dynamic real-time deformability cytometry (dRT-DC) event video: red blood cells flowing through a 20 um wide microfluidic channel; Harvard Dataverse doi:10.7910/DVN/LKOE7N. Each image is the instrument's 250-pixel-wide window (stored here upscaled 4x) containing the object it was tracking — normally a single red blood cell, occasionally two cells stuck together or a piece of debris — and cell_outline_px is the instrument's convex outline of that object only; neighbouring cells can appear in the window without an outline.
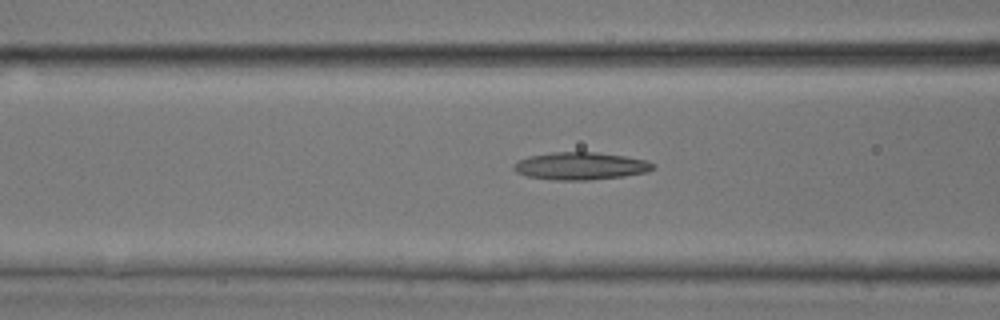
{"species": "common noctule bat (a hibernating species)", "species_latin": "Nyctalus noctula", "temperature_condition": "room temperature", "stored_images_in_passage": 11, "camera_frame_rate_fps": 3000, "um_per_image_px": 0.085, "animal": {"sex": "male", "body_mass_g": 17.9, "forearm_length_mm": 54.2}, "frame": {"image": 1, "passage_image": 4, "time_ms": 1.0, "image_size_px": [1000, 320], "cell_outline_px": [[656, 168], [648, 172], [624, 176], [588, 180], [552, 180], [528, 176], [516, 172], [512, 168], [512, 164], [528, 156], [552, 152], [596, 152], [624, 156], [644, 160], [656, 164]], "centroid_in_image_um": [49.35, 14.11], "position_along_channel_um": 117.3, "area_um2": 22.43}}
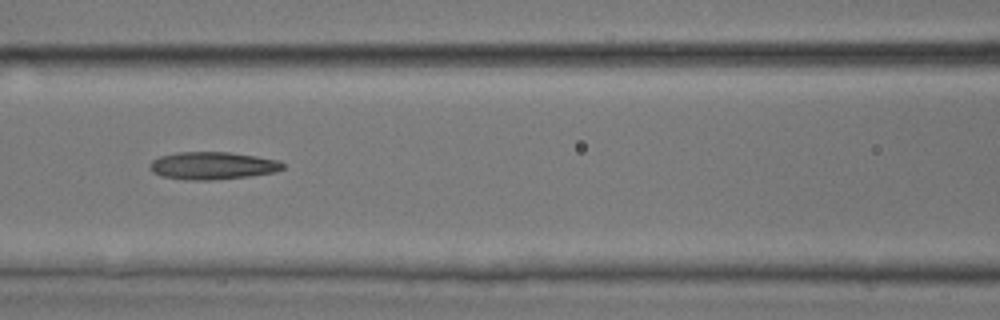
{"frame": {"image": 2, "passage_image": 6, "time_ms": 1.667, "image_size_px": [1000, 320], "cell_outline_px": [[284, 168], [276, 172], [248, 176], [212, 180], [184, 180], [160, 176], [152, 172], [148, 168], [148, 164], [152, 160], [160, 156], [176, 152], [228, 152], [256, 156], [280, 160], [284, 164]], "centroid_in_image_um": [18.03, 14.08], "position_along_channel_um": 148.6, "area_um2": 21.62}}
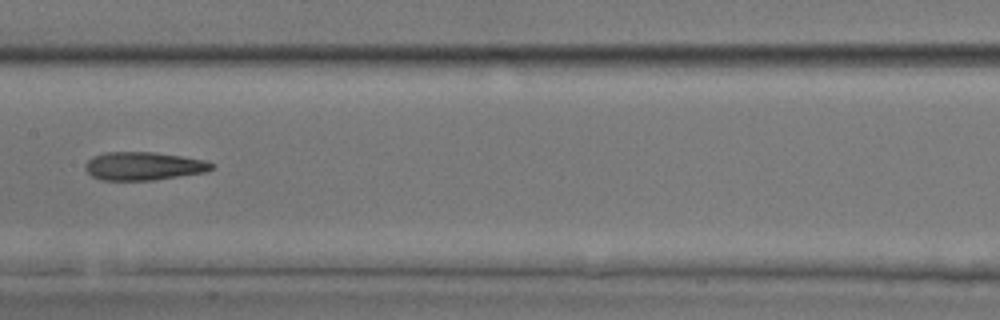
{"frame": {"image": 3, "passage_image": 9, "time_ms": 2.667, "image_size_px": [1000, 320], "cell_outline_px": [[216, 164], [208, 172], [152, 180], [100, 180], [92, 176], [84, 168], [84, 164], [92, 156], [104, 152], [152, 152], [180, 156], [204, 160]], "centroid_in_image_um": [12.18, 14.11], "position_along_channel_um": 195.2, "area_um2": 20.87}}